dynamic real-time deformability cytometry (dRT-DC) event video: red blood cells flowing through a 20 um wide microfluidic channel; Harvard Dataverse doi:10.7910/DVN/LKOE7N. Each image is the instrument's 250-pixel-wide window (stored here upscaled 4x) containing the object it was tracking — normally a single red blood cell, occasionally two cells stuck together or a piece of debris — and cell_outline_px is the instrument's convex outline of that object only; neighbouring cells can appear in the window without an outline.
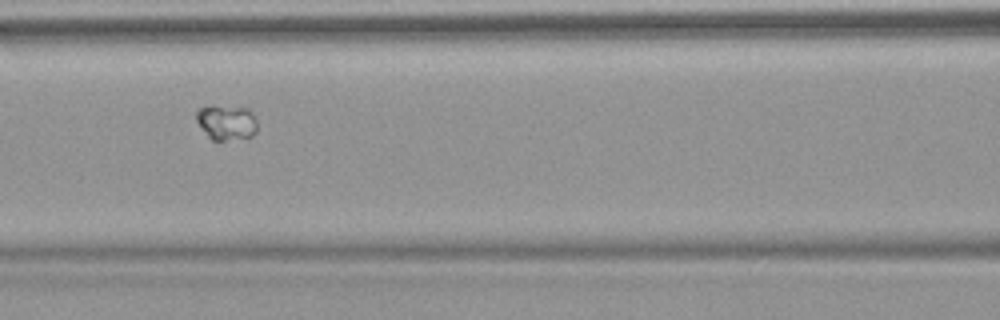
{"species": "common noctule bat (a hibernating species)", "species_latin": "Nyctalus noctula", "temperature_condition": "warm", "stored_images_in_passage": 5, "camera_frame_rate_fps": 3000, "um_per_image_px": 0.085, "animal": {"sex": "female", "body_mass_g": 18.4}, "frame": {"image": 1, "passage_image": 4, "time_ms": 3.667, "image_size_px": [1000, 320], "cell_outline_px": [[256, 132], [252, 136], [224, 140], [212, 140], [200, 128], [196, 120], [196, 112], [200, 108], [248, 108], [252, 112], [256, 120]], "centroid_in_image_um": [19.26, 10.44], "position_along_channel_um": 147.3, "area_um2": 11.96}}
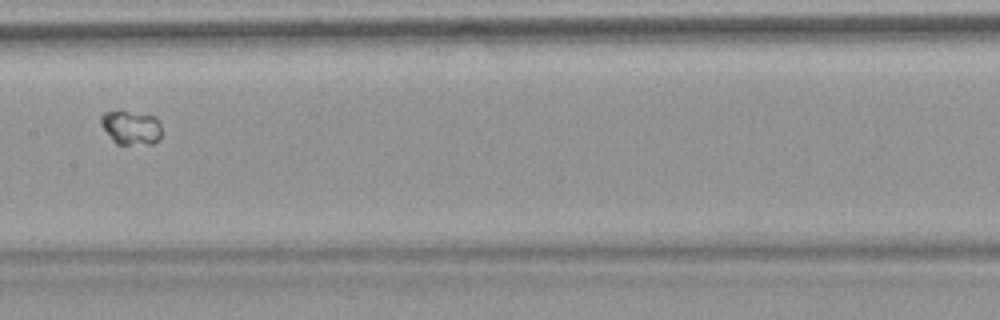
{"frame": {"image": 2, "passage_image": 5, "time_ms": 5.0, "image_size_px": [1000, 320], "cell_outline_px": [[160, 140], [152, 144], [116, 144], [112, 140], [100, 124], [100, 116], [104, 112], [120, 108], [152, 116], [160, 124]], "centroid_in_image_um": [11.08, 10.81], "position_along_channel_um": 196.3, "area_um2": 12.37}}